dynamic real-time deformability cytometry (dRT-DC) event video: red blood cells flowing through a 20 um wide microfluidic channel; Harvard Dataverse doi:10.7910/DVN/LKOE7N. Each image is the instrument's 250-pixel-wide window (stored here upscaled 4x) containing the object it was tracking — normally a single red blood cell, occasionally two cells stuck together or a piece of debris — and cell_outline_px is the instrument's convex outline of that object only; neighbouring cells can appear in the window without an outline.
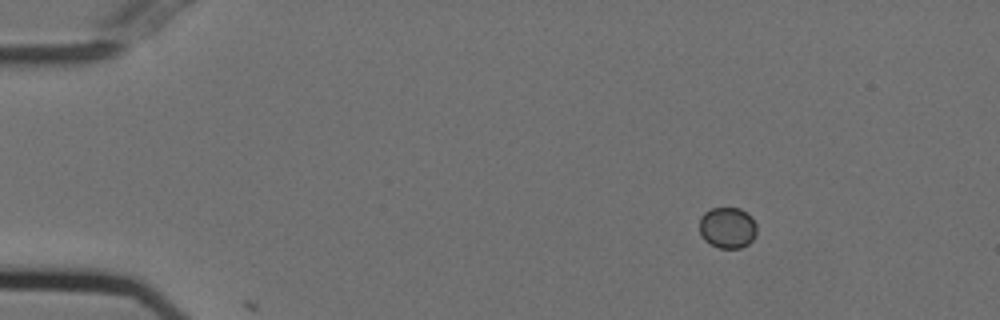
{"species": "Egyptian fruit bat (a non-hibernating species)", "species_latin": "Rousettus aegyptiacus", "temperature_condition": "cold", "stored_images_in_passage": 6, "camera_frame_rate_fps": 3000, "um_per_image_px": 0.085, "animal": {"sex": "female"}, "frame": {"image": 1, "passage_image": 2, "time_ms": 0.333, "image_size_px": [1000, 320], "cell_outline_px": [[756, 236], [748, 244], [740, 248], [720, 248], [704, 240], [700, 232], [700, 216], [704, 212], [712, 208], [740, 208], [752, 216], [756, 224]], "centroid_in_image_um": [61.85, 19.34], "position_along_channel_um": 23.1, "area_um2": 13.81}}
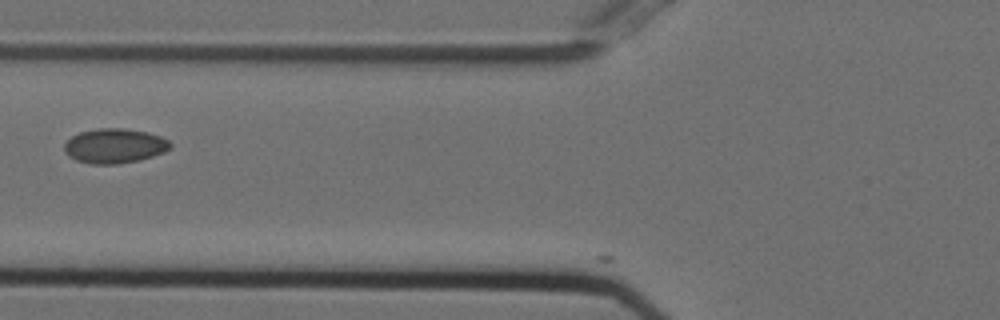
{"frame": {"image": 2, "passage_image": 4, "time_ms": 1.0, "image_size_px": [1000, 320], "cell_outline_px": [[172, 148], [164, 152], [140, 160], [116, 164], [88, 164], [76, 160], [68, 156], [64, 152], [64, 144], [72, 136], [80, 132], [96, 128], [124, 128], [148, 132], [160, 136], [168, 140], [172, 144]], "centroid_in_image_um": [9.74, 12.4], "position_along_channel_um": 116.1, "area_um2": 21.62}}